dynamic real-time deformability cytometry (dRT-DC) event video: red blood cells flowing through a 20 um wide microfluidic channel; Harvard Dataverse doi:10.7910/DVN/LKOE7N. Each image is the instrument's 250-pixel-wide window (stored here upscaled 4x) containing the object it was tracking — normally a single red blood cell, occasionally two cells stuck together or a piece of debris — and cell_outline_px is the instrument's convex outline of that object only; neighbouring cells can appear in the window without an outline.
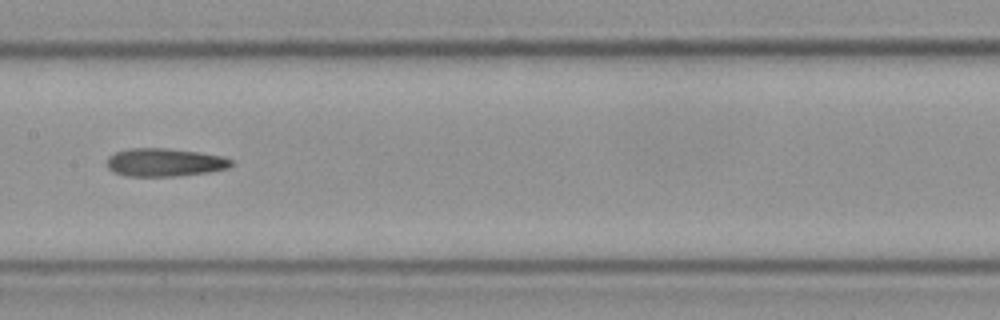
{"species": "Egyptian fruit bat (a non-hibernating species)", "species_latin": "Rousettus aegyptiacus", "temperature_condition": "cold", "stored_images_in_passage": 10, "camera_frame_rate_fps": 3000, "um_per_image_px": 0.085, "frame": {"image": 1, "passage_image": 9, "time_ms": 2.667, "image_size_px": [1000, 320], "cell_outline_px": [[232, 164], [228, 168], [208, 172], [176, 176], [124, 176], [108, 168], [108, 156], [116, 152], [128, 148], [168, 148], [200, 152], [224, 156], [232, 160]], "centroid_in_image_um": [14.01, 13.79], "position_along_channel_um": 193.4, "area_um2": 20.4}}
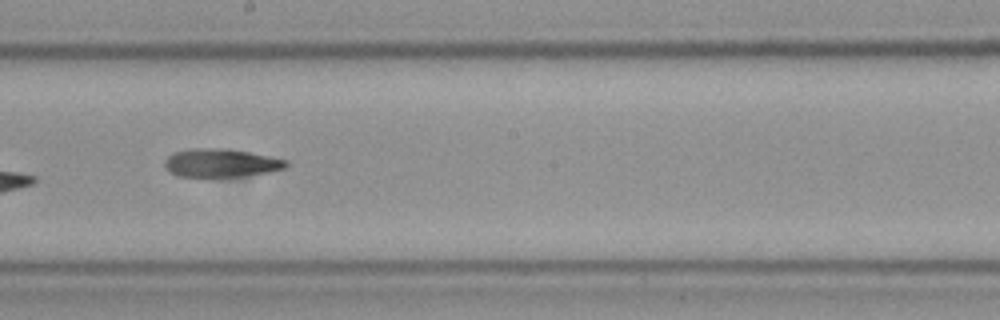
{"frame": {"image": 2, "passage_image": 10, "time_ms": 3.0, "image_size_px": [1000, 320], "cell_outline_px": [[288, 164], [284, 168], [268, 172], [244, 176], [176, 176], [164, 168], [164, 160], [172, 152], [188, 148], [220, 148], [248, 152], [272, 156], [288, 160]], "centroid_in_image_um": [18.74, 13.84], "position_along_channel_um": 229.5, "area_um2": 20.11}}